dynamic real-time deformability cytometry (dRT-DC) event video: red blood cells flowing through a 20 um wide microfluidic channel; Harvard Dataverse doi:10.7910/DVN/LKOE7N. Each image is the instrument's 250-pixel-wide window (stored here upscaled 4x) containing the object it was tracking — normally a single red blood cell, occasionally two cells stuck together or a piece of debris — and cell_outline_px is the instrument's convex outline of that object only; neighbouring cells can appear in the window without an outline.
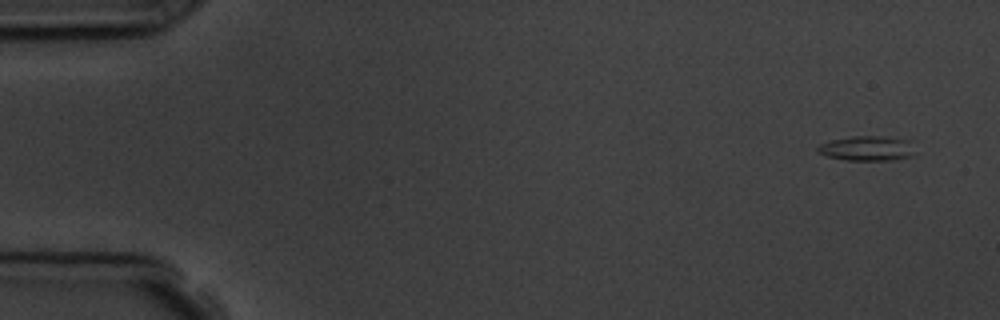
{"species": "common noctule bat (a hibernating species)", "species_latin": "Nyctalus noctula", "temperature_condition": "room temperature", "stored_images_in_passage": 9, "camera_frame_rate_fps": 3000, "um_per_image_px": 0.085, "animal": {"sex": "male", "body_mass_g": 19.5, "forearm_length_mm": 54.6}, "frame": {"image": 1, "passage_image": 1, "time_ms": 0.0, "image_size_px": [1000, 320], "cell_outline_px": [[916, 156], [888, 160], [848, 160], [828, 156], [816, 152], [816, 148], [820, 144], [828, 140], [852, 136], [884, 136], [908, 140]], "centroid_in_image_um": [73.67, 12.6], "position_along_channel_um": 11.3, "area_um2": 14.1}}